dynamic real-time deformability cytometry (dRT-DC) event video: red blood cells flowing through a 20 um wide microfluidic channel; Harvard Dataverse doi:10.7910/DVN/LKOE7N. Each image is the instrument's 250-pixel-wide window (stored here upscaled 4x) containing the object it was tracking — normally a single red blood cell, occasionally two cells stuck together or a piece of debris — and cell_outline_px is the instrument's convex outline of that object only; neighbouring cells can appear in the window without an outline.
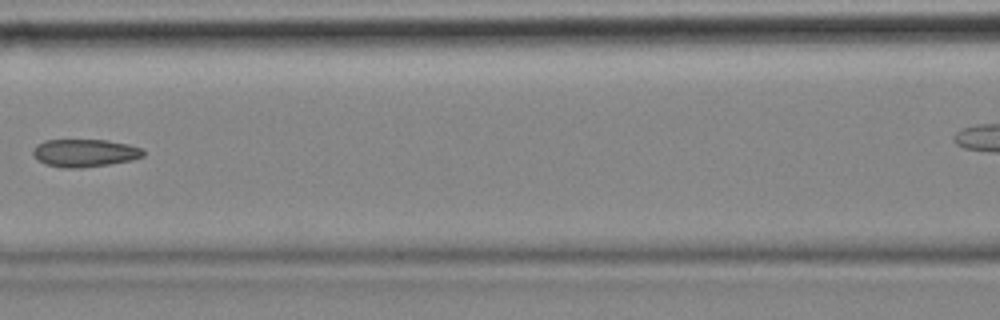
{"species": "common noctule bat (a hibernating species)", "species_latin": "Nyctalus noctula", "temperature_condition": "cold", "stored_images_in_passage": 8, "camera_frame_rate_fps": 3000, "um_per_image_px": 0.085, "animal": {"sex": "female", "body_mass_g": 18.4}, "frame": {"image": 1, "passage_image": 7, "time_ms": 2.0, "image_size_px": [1000, 320], "cell_outline_px": [[144, 156], [132, 160], [108, 164], [80, 168], [64, 168], [44, 164], [32, 152], [36, 144], [44, 140], [104, 140], [128, 144], [144, 148]], "centroid_in_image_um": [7.22, 13.0], "position_along_channel_um": 159.4, "area_um2": 17.8}}